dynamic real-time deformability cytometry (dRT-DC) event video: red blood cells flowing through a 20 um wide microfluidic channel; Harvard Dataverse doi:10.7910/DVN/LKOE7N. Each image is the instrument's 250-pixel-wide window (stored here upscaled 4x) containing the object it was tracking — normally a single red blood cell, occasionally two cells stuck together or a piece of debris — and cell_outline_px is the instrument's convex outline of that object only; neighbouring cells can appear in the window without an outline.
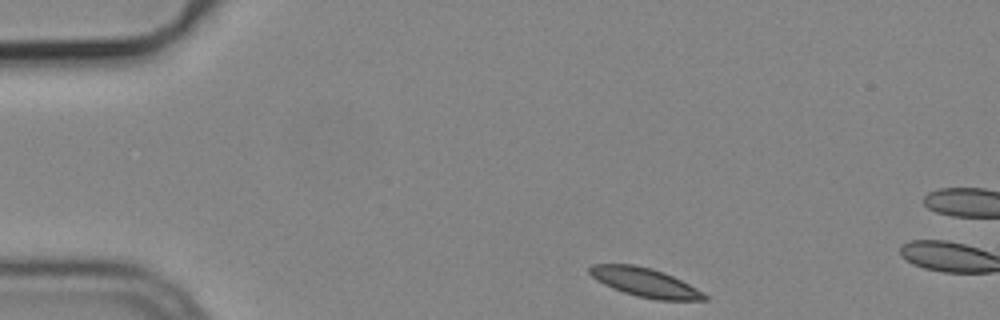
{"species": "common noctule bat (a hibernating species)", "species_latin": "Nyctalus noctula", "temperature_condition": "cold", "stored_images_in_passage": 5, "camera_frame_rate_fps": 3000, "um_per_image_px": 0.085, "animal": {"sex": "male", "body_mass_g": 19.2, "forearm_length_mm": 51.8}, "frame": {"image": 1, "passage_image": 1, "time_ms": 0.0, "image_size_px": [1000, 320], "cell_outline_px": [[708, 300], [656, 300], [636, 296], [612, 288], [596, 280], [588, 272], [588, 268], [592, 264], [632, 264], [652, 268], [664, 272], [704, 292], [708, 296]], "centroid_in_image_um": [54.82, 24.01], "position_along_channel_um": 30.2, "area_um2": 19.36}}